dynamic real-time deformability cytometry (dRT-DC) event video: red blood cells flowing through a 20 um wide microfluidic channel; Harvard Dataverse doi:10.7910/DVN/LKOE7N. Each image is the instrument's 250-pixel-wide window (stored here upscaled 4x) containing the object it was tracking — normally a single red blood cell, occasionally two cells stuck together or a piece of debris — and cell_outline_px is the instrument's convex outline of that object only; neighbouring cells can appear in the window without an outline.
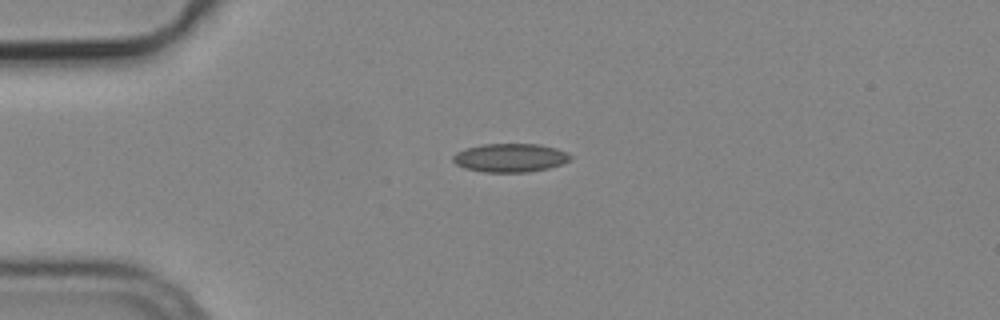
{"species": "common noctule bat (a hibernating species)", "species_latin": "Nyctalus noctula", "temperature_condition": "cold", "stored_images_in_passage": 7, "camera_frame_rate_fps": 3000, "um_per_image_px": 0.085, "animal": {"sex": "male", "body_mass_g": 19.2, "forearm_length_mm": 51.8}, "frame": {"image": 1, "passage_image": 1, "time_ms": 0.0, "image_size_px": [1000, 320], "cell_outline_px": [[572, 156], [568, 160], [560, 164], [548, 168], [528, 172], [484, 172], [464, 168], [456, 164], [452, 160], [452, 156], [456, 152], [468, 148], [484, 144], [536, 144], [556, 148], [568, 152]], "centroid_in_image_um": [43.35, 13.41], "position_along_channel_um": 41.7, "area_um2": 19.42}}
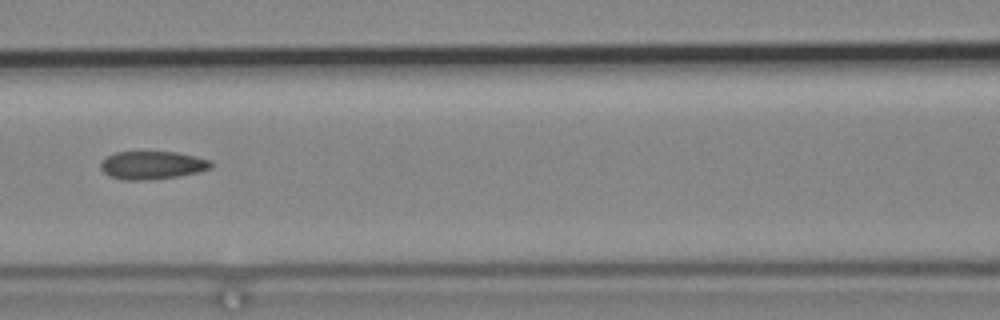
{"frame": {"image": 2, "passage_image": 4, "time_ms": 1.0, "image_size_px": [1000, 320], "cell_outline_px": [[216, 164], [212, 168], [200, 172], [180, 176], [148, 180], [120, 180], [108, 176], [100, 168], [100, 160], [116, 152], [176, 152], [196, 156], [212, 160]], "centroid_in_image_um": [12.98, 14.05], "position_along_channel_um": 153.6, "area_um2": 18.5}}
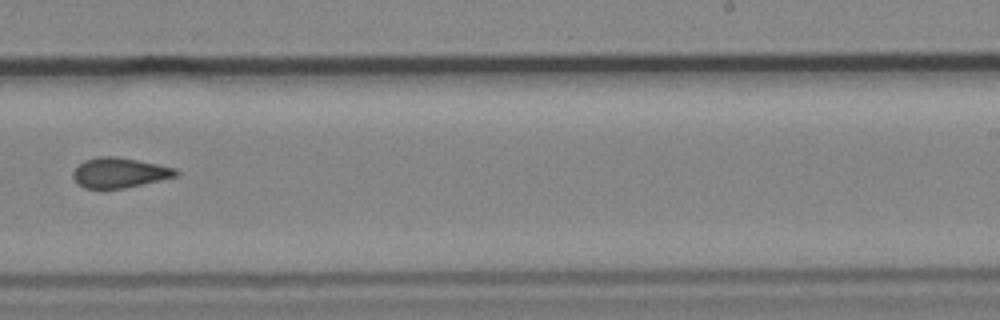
{"frame": {"image": 3, "passage_image": 7, "time_ms": 2.0, "image_size_px": [1000, 320], "cell_outline_px": [[180, 172], [176, 176], [124, 188], [84, 188], [72, 176], [72, 172], [84, 160], [96, 156], [116, 156], [176, 168]], "centroid_in_image_um": [10.14, 14.67], "position_along_channel_um": 278.9, "area_um2": 17.74}}